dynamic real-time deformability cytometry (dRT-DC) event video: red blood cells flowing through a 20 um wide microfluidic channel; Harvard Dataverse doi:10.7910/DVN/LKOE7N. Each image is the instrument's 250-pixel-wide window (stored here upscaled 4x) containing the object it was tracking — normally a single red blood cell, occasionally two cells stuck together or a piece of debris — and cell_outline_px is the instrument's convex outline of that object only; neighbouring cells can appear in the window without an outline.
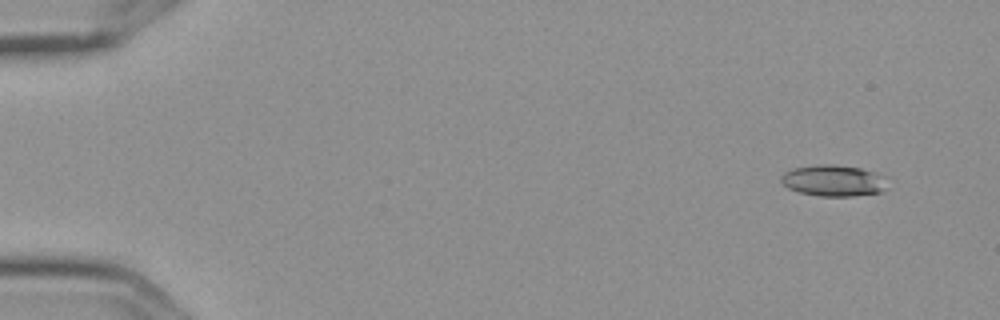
{"species": "Egyptian fruit bat (a non-hibernating species)", "species_latin": "Rousettus aegyptiacus", "temperature_condition": "cold", "stored_images_in_passage": 5, "camera_frame_rate_fps": 3000, "um_per_image_px": 0.085, "frame": {"image": 1, "passage_image": 1, "time_ms": 0.0, "image_size_px": [1000, 320], "cell_outline_px": [[888, 188], [880, 192], [852, 196], [820, 196], [800, 192], [788, 188], [780, 180], [780, 176], [784, 172], [792, 168], [820, 164], [832, 164], [860, 168], [872, 172], [880, 176]], "centroid_in_image_um": [70.78, 15.35], "position_along_channel_um": 14.2, "area_um2": 19.13}}
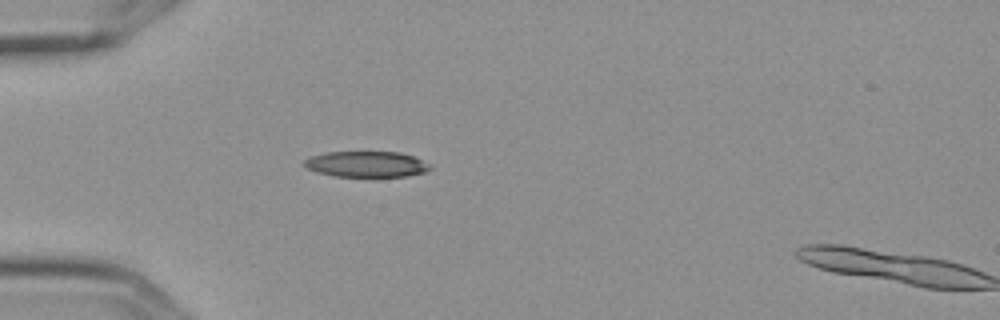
{"frame": {"image": 2, "passage_image": 4, "time_ms": 1.0, "image_size_px": [1000, 320], "cell_outline_px": [[432, 168], [424, 172], [408, 176], [336, 176], [316, 172], [308, 168], [304, 164], [304, 160], [312, 156], [328, 152], [400, 152], [412, 156], [428, 164]], "centroid_in_image_um": [31.14, 13.95], "position_along_channel_um": 53.9, "area_um2": 18.61}}